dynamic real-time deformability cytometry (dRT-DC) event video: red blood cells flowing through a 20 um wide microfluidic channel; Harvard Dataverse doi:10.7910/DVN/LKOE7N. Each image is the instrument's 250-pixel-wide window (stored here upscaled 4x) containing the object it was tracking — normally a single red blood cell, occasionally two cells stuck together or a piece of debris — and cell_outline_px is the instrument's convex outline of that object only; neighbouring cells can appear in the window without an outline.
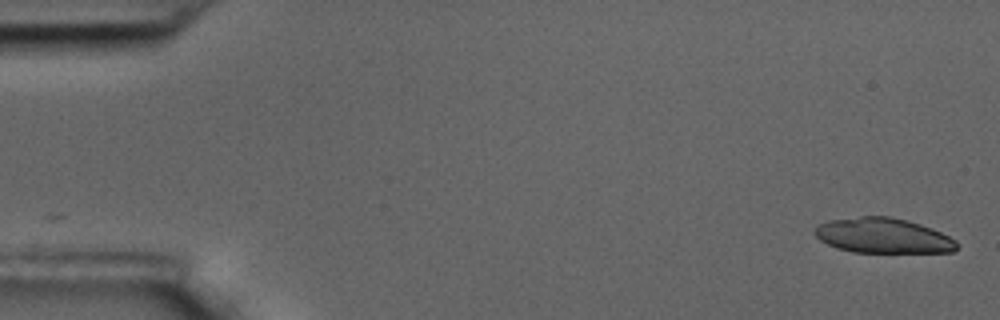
{"species": "common noctule bat (a hibernating species)", "species_latin": "Nyctalus noctula", "temperature_condition": "room temperature", "stored_images_in_passage": 23, "camera_frame_rate_fps": 3000, "um_per_image_px": 0.085, "animal": {"sex": "male", "body_mass_g": 17.5, "forearm_length_mm": 52.3}, "frame": {"image": 1, "passage_image": 1, "time_ms": 0.0, "image_size_px": [1000, 320], "cell_outline_px": [[956, 248], [952, 252], [852, 252], [836, 248], [820, 240], [816, 236], [816, 224], [828, 220], [860, 216], [892, 216], [908, 220], [932, 228], [956, 240]], "centroid_in_image_um": [75.03, 20.02], "position_along_channel_um": 10.0, "area_um2": 29.07}}